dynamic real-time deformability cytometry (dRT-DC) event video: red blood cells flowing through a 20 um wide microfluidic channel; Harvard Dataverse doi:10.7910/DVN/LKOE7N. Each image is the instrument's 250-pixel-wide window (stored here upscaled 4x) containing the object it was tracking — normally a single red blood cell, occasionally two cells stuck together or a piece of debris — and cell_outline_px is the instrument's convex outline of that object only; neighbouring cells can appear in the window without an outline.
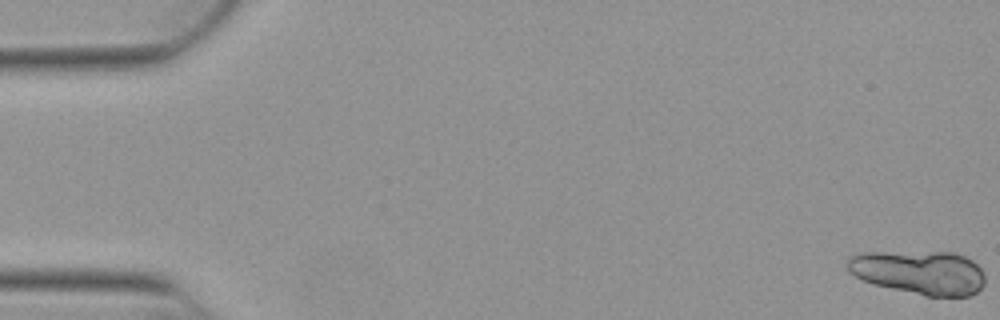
{"species": "Egyptian fruit bat (a non-hibernating species)", "species_latin": "Rousettus aegyptiacus", "temperature_condition": "warm", "stored_images_in_passage": 6, "camera_frame_rate_fps": 3000, "um_per_image_px": 0.085, "animal": {"sex": "female"}, "frame": {"image": 1, "passage_image": 1, "time_ms": 0.0, "image_size_px": [1000, 320], "cell_outline_px": [[984, 284], [972, 296], [924, 296], [876, 284], [864, 280], [848, 272], [848, 260], [852, 256], [860, 252], [956, 252], [972, 260], [984, 272]], "centroid_in_image_um": [78.18, 23.14], "position_along_channel_um": 6.8, "area_um2": 35.14}}